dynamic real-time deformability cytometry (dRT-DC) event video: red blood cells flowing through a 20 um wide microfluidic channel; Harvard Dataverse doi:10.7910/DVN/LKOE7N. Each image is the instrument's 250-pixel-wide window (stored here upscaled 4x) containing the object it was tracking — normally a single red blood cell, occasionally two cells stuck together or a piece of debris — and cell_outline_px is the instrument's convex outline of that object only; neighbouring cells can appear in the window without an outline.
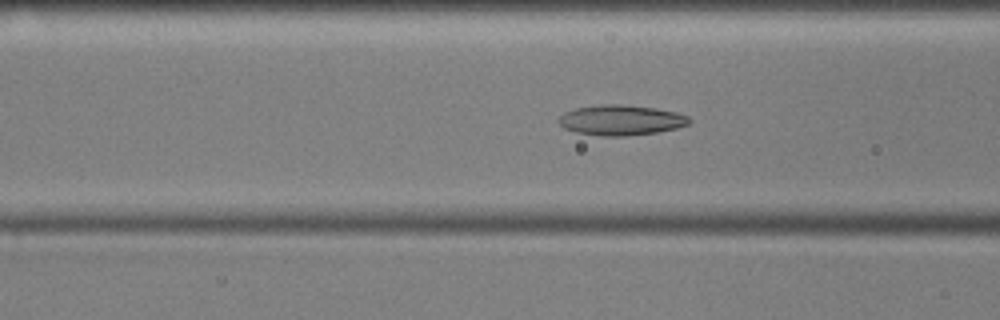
{"species": "common noctule bat (a hibernating species)", "species_latin": "Nyctalus noctula", "temperature_condition": "cold", "stored_images_in_passage": 36, "camera_frame_rate_fps": 3000, "um_per_image_px": 0.085, "animal": {"sex": "male", "body_mass_g": 17.9, "forearm_length_mm": 54.2}, "frame": {"image": 1, "passage_image": 20, "time_ms": 6.333, "image_size_px": [1000, 320], "cell_outline_px": [[692, 120], [688, 124], [676, 128], [656, 132], [624, 136], [604, 136], [576, 132], [564, 128], [556, 120], [564, 112], [576, 108], [600, 104], [620, 104], [656, 108], [676, 112], [688, 116]], "centroid_in_image_um": [52.77, 10.2], "position_along_channel_um": 113.8, "area_um2": 23.0}}
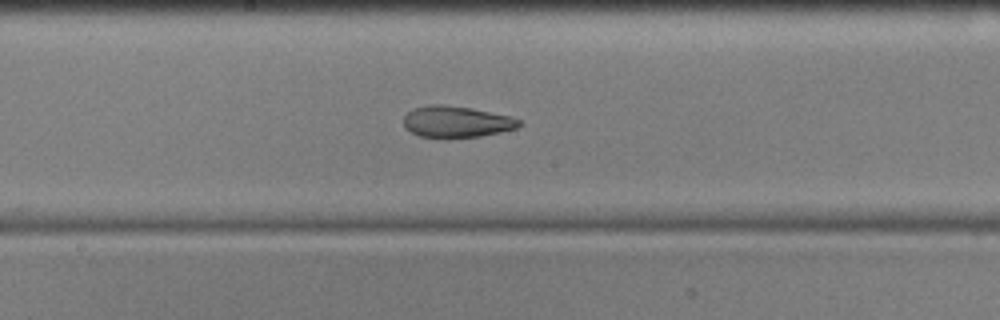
{"frame": {"image": 2, "passage_image": 28, "time_ms": 9.0, "image_size_px": [1000, 320], "cell_outline_px": [[520, 124], [516, 128], [500, 132], [480, 136], [420, 136], [404, 128], [404, 116], [412, 108], [432, 104], [440, 104], [472, 108], [512, 116], [520, 120]], "centroid_in_image_um": [38.79, 10.32], "position_along_channel_um": 209.4, "area_um2": 20.75}}
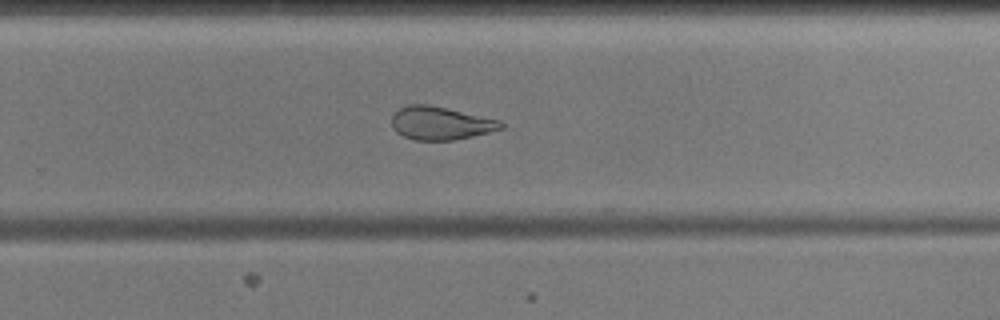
{"frame": {"image": 3, "passage_image": 35, "time_ms": 11.333, "image_size_px": [1000, 320], "cell_outline_px": [[504, 128], [472, 136], [452, 140], [416, 140], [404, 136], [396, 132], [392, 124], [392, 116], [400, 108], [408, 104], [428, 104], [500, 120], [504, 124]], "centroid_in_image_um": [37.44, 10.47], "position_along_channel_um": 292.4, "area_um2": 20.87}}